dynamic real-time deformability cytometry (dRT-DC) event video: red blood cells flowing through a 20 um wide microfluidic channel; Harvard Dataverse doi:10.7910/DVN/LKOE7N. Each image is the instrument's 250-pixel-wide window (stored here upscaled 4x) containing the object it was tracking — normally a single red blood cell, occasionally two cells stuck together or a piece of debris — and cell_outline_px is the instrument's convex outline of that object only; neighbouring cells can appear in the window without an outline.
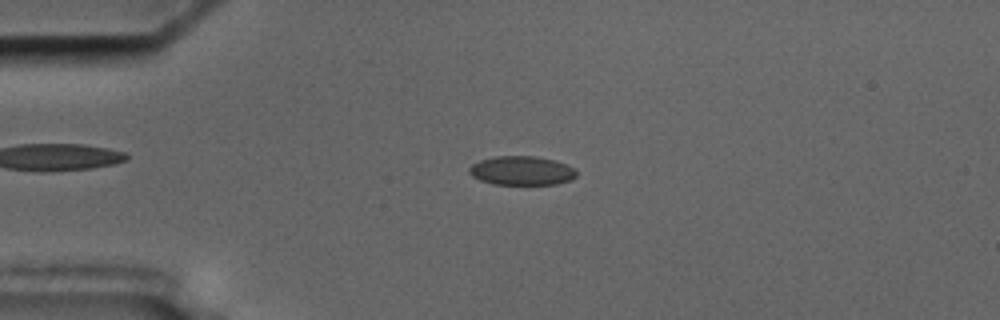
{"species": "common noctule bat (a hibernating species)", "species_latin": "Nyctalus noctula", "temperature_condition": "cold", "stored_images_in_passage": 43, "segment_of_instrument_passage": [1, 2], "camera_frame_rate_fps": 3000, "um_per_image_px": 0.085, "animal": {"sex": "male", "body_mass_g": 17.5, "forearm_length_mm": 52.3}, "frame": {"image": 1, "passage_image": 1, "time_ms": 0.0, "image_size_px": [1000, 320], "cell_outline_px": [[576, 176], [572, 180], [556, 184], [492, 184], [480, 180], [472, 176], [468, 172], [468, 168], [472, 164], [480, 160], [496, 156], [536, 156], [556, 160], [576, 168]], "centroid_in_image_um": [44.36, 14.5], "position_along_channel_um": 40.6, "area_um2": 18.32}}
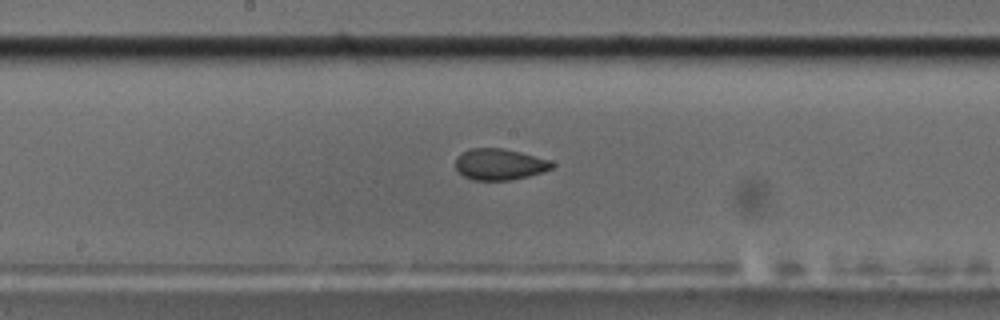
{"frame": {"image": 2, "passage_image": 17, "time_ms": 5.333, "image_size_px": [1000, 320], "cell_outline_px": [[556, 164], [552, 168], [544, 172], [528, 176], [508, 180], [472, 180], [464, 176], [456, 168], [456, 156], [472, 148], [504, 148], [552, 160]], "centroid_in_image_um": [42.5, 13.96], "position_along_channel_um": 205.7, "area_um2": 17.63}}
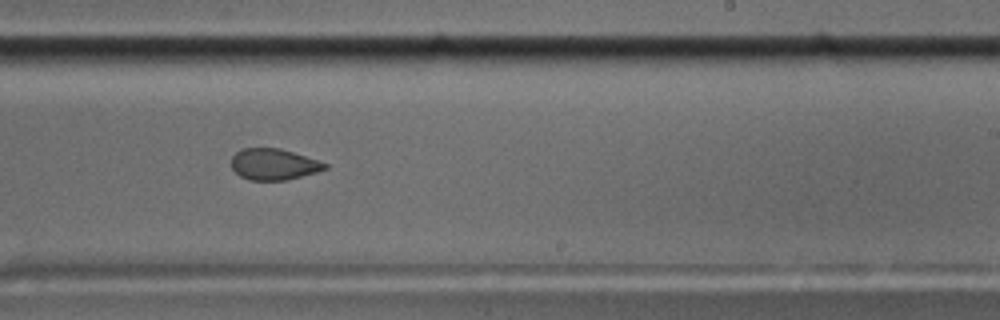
{"frame": {"image": 3, "passage_image": 22, "time_ms": 7.0, "image_size_px": [1000, 320], "cell_outline_px": [[328, 168], [316, 172], [288, 180], [248, 180], [240, 176], [232, 168], [232, 156], [236, 152], [244, 148], [280, 148], [328, 164]], "centroid_in_image_um": [23.25, 13.97], "position_along_channel_um": 265.8, "area_um2": 16.88}}